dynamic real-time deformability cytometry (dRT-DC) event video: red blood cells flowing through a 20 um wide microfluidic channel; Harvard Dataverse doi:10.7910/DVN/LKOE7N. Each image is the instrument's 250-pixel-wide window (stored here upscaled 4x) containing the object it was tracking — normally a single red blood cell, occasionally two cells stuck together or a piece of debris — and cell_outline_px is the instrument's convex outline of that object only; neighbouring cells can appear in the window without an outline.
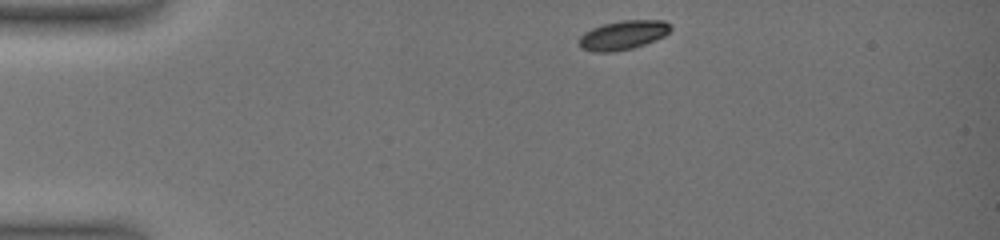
{"species": "common noctule bat (a hibernating species)", "species_latin": "Nyctalus noctula", "temperature_condition": "warm", "stored_images_in_passage": 23, "camera_frame_rate_fps": 3000, "um_per_image_px": 0.085, "animal": {"sex": "female", "body_mass_g": 19.0, "forearm_length_mm": 51.5}, "frame": {"image": 1, "passage_image": 1, "time_ms": 0.0, "image_size_px": [1000, 240], "cell_outline_px": [[672, 28], [664, 36], [656, 40], [632, 48], [612, 52], [596, 52], [580, 48], [576, 40], [584, 32], [592, 28], [604, 24], [620, 20], [664, 20], [672, 24]], "centroid_in_image_um": [52.94, 2.98], "position_along_channel_um": 32.1, "area_um2": 15.72}}
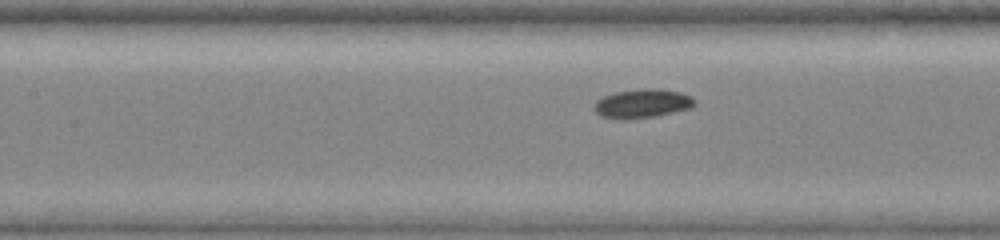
{"frame": {"image": 2, "passage_image": 14, "time_ms": 5.333, "image_size_px": [1000, 240], "cell_outline_px": [[696, 104], [692, 108], [656, 116], [628, 120], [620, 120], [600, 116], [592, 108], [592, 104], [596, 100], [604, 96], [616, 92], [644, 88], [652, 88], [680, 92], [692, 96], [696, 100]], "centroid_in_image_um": [54.58, 8.81], "position_along_channel_um": 152.8, "area_um2": 17.28}}
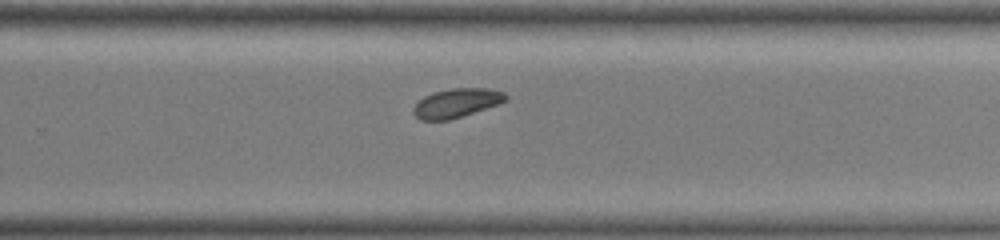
{"frame": {"image": 3, "passage_image": 23, "time_ms": 9.333, "image_size_px": [1000, 240], "cell_outline_px": [[508, 100], [500, 104], [448, 120], [420, 120], [412, 112], [412, 108], [424, 96], [432, 92], [452, 88], [488, 88], [504, 92], [508, 96]], "centroid_in_image_um": [38.82, 8.74], "position_along_channel_um": 291.0, "area_um2": 15.66}}